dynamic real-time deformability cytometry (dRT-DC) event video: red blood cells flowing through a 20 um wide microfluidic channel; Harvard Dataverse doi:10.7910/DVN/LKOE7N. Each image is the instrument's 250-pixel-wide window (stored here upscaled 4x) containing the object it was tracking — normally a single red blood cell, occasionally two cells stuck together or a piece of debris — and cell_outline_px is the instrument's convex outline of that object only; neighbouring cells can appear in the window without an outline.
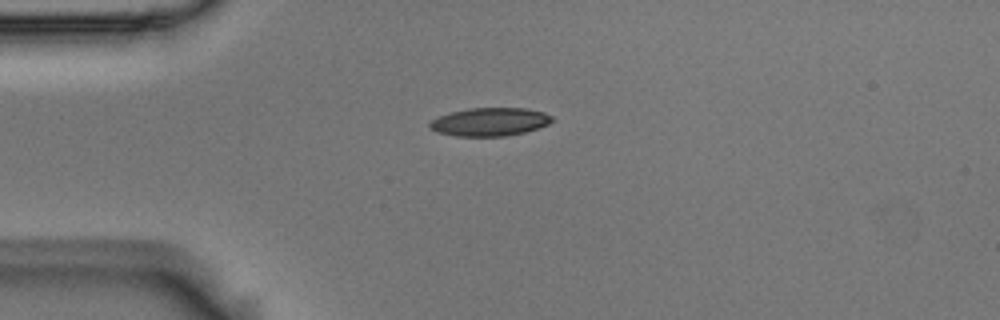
{"species": "Egyptian fruit bat (a non-hibernating species)", "species_latin": "Rousettus aegyptiacus", "temperature_condition": "room temperature", "stored_images_in_passage": 6, "camera_frame_rate_fps": 3000, "um_per_image_px": 0.085, "animal": {"sex": "male"}, "frame": {"image": 1, "passage_image": 6, "time_ms": 1.667, "image_size_px": [1000, 320], "cell_outline_px": [[556, 120], [540, 128], [524, 132], [504, 136], [456, 136], [436, 132], [428, 124], [436, 116], [468, 108], [524, 108], [544, 112], [552, 116]], "centroid_in_image_um": [41.66, 10.35], "position_along_channel_um": 43.3, "area_um2": 20.23}}